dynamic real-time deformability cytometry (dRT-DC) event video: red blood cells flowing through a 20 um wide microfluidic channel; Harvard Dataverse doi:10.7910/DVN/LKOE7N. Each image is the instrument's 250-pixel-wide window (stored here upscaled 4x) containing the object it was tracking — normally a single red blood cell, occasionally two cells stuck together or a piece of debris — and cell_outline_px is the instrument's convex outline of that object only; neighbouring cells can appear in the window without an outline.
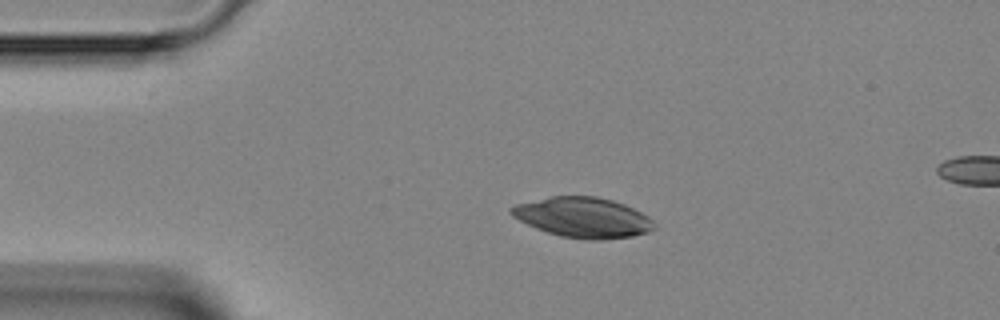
{"species": "Egyptian fruit bat (a non-hibernating species)", "species_latin": "Rousettus aegyptiacus", "temperature_condition": "room temperature", "stored_images_in_passage": 47, "camera_frame_rate_fps": 3000, "um_per_image_px": 0.085, "animal": {"sex": "female"}, "frame": {"image": 1, "passage_image": 9, "time_ms": 2.667, "image_size_px": [1000, 320], "cell_outline_px": [[656, 228], [648, 232], [632, 236], [600, 240], [588, 240], [560, 236], [536, 228], [512, 216], [508, 212], [508, 208], [516, 204], [552, 196], [596, 196], [612, 200], [624, 204], [648, 216], [656, 224]], "centroid_in_image_um": [49.56, 18.48], "position_along_channel_um": 35.4, "area_um2": 33.47}}
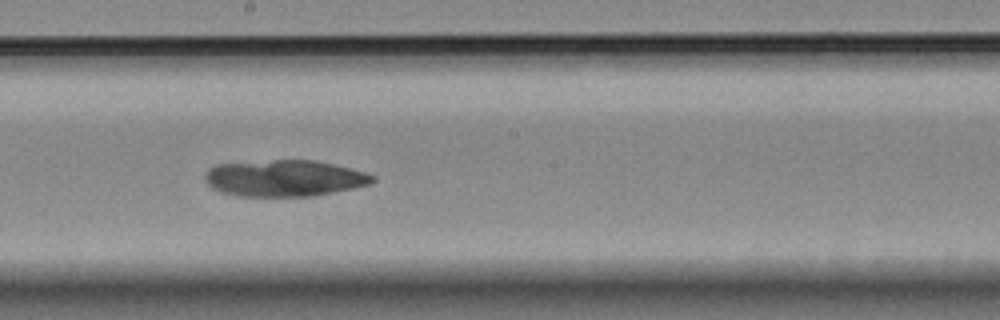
{"frame": {"image": 2, "passage_image": 25, "time_ms": 8.0, "image_size_px": [1000, 320], "cell_outline_px": [[376, 180], [368, 184], [352, 188], [312, 196], [236, 196], [220, 192], [212, 188], [204, 180], [204, 176], [208, 168], [216, 164], [272, 160], [316, 160], [364, 172], [376, 176]], "centroid_in_image_um": [24.12, 15.15], "position_along_channel_um": 224.1, "area_um2": 35.55}}
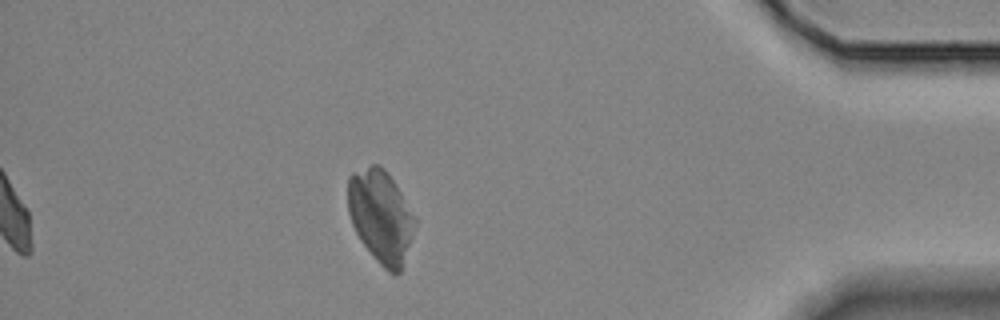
{"frame": {"image": 3, "passage_image": 41, "time_ms": 13.333, "image_size_px": [1000, 320], "cell_outline_px": [[416, 224], [400, 272], [396, 276], [388, 272], [376, 260], [360, 240], [352, 224], [348, 212], [348, 176], [352, 172], [372, 164], [380, 164], [384, 168], [396, 184], [416, 220]], "centroid_in_image_um": [32.34, 18.37], "position_along_channel_um": 402.9, "area_um2": 36.07}}